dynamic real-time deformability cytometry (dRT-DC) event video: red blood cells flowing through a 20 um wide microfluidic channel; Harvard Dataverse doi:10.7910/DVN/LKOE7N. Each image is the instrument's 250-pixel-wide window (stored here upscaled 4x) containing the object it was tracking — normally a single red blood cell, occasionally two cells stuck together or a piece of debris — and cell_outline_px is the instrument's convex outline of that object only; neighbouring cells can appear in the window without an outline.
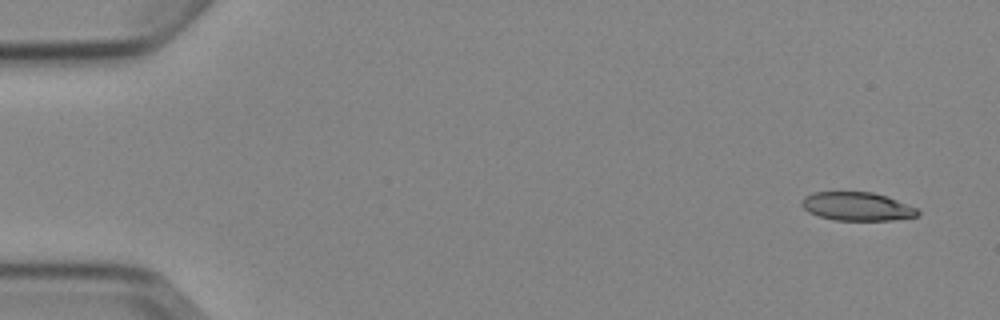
{"species": "Egyptian fruit bat (a non-hibernating species)", "species_latin": "Rousettus aegyptiacus", "temperature_condition": "cold", "stored_images_in_passage": 4, "camera_frame_rate_fps": 3000, "um_per_image_px": 0.085, "animal": {"sex": "female"}, "frame": {"image": 1, "passage_image": 1, "time_ms": 0.0, "image_size_px": [1000, 320], "cell_outline_px": [[920, 216], [892, 220], [836, 220], [820, 216], [808, 212], [800, 204], [800, 200], [804, 196], [812, 192], [872, 192], [888, 196], [916, 208], [920, 212]], "centroid_in_image_um": [72.84, 17.54], "position_along_channel_um": 12.2, "area_um2": 19.36}}
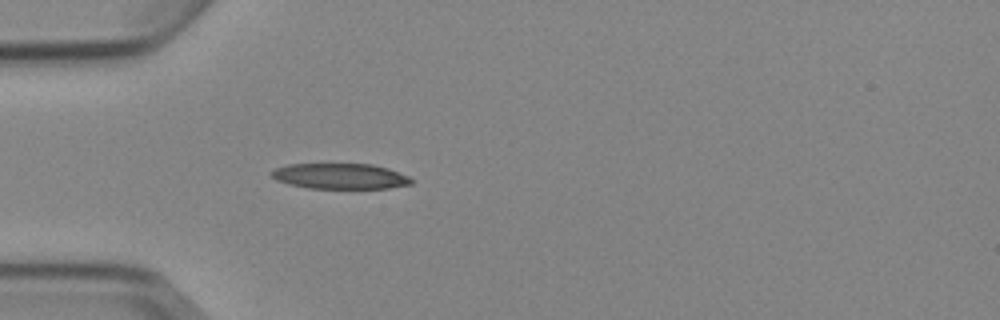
{"frame": {"image": 2, "passage_image": 4, "time_ms": 4.333, "image_size_px": [1000, 320], "cell_outline_px": [[412, 184], [388, 188], [308, 188], [288, 184], [276, 180], [268, 172], [276, 168], [288, 164], [372, 164], [388, 168], [408, 176], [412, 180]], "centroid_in_image_um": [28.88, 14.97], "position_along_channel_um": 56.1, "area_um2": 20.81}}